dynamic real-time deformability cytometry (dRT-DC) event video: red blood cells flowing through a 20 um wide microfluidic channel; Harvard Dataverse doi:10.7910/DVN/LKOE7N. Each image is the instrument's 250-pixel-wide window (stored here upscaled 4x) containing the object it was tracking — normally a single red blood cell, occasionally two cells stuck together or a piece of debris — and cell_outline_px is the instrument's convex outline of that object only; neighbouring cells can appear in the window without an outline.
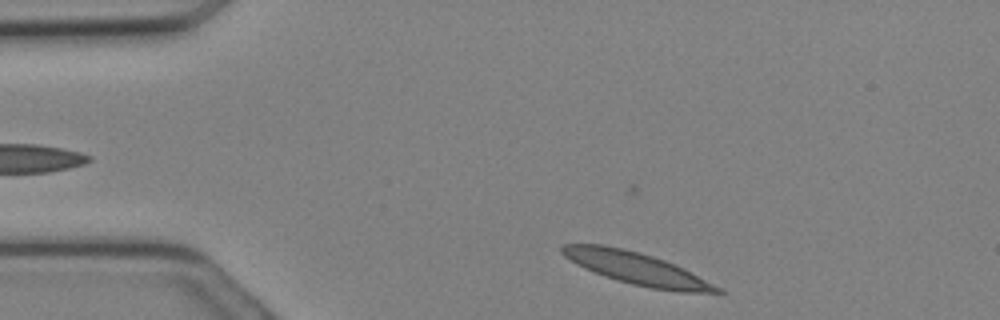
{"species": "Egyptian fruit bat (a non-hibernating species)", "species_latin": "Rousettus aegyptiacus", "temperature_condition": "cold", "stored_images_in_passage": 22, "camera_frame_rate_fps": 3000, "um_per_image_px": 0.085, "animal": {"sex": "female"}, "frame": {"image": 1, "passage_image": 7, "time_ms": 2.0, "image_size_px": [1000, 320], "cell_outline_px": [[728, 292], [680, 292], [652, 288], [632, 284], [604, 276], [584, 268], [576, 264], [564, 256], [560, 252], [560, 248], [564, 244], [604, 244], [624, 248], [640, 252], [664, 260], [684, 268], [724, 288]], "centroid_in_image_um": [54.14, 22.81], "position_along_channel_um": 30.9, "area_um2": 29.13}}
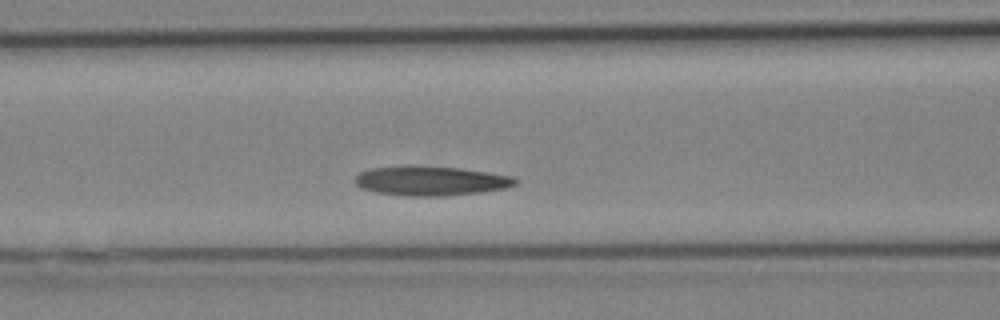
{"frame": {"image": 2, "passage_image": 14, "time_ms": 4.333, "image_size_px": [1000, 320], "cell_outline_px": [[520, 180], [516, 184], [504, 188], [480, 192], [444, 196], [408, 196], [376, 192], [360, 188], [356, 184], [356, 176], [360, 172], [368, 168], [456, 168], [488, 172], [512, 176]], "centroid_in_image_um": [36.66, 15.41], "position_along_channel_um": 129.9, "area_um2": 26.53}}
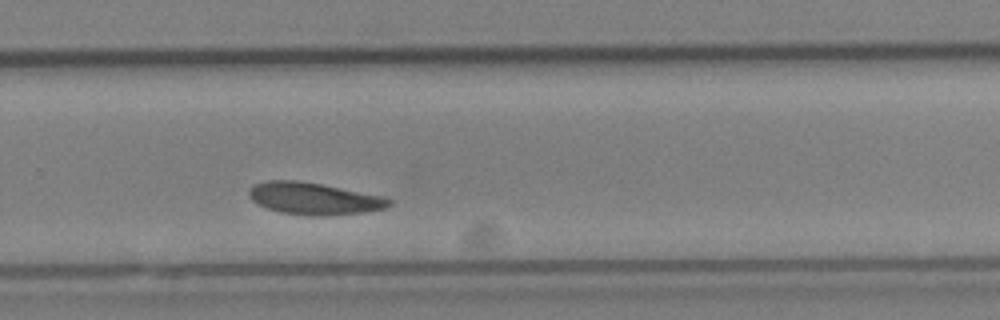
{"frame": {"image": 3, "passage_image": 22, "time_ms": 7.0, "image_size_px": [1000, 320], "cell_outline_px": [[392, 204], [384, 208], [364, 212], [320, 216], [312, 216], [280, 212], [268, 208], [252, 200], [248, 196], [248, 188], [252, 184], [268, 180], [296, 180], [320, 184], [384, 196], [392, 200]], "centroid_in_image_um": [26.66, 16.87], "position_along_channel_um": 303.1, "area_um2": 26.07}}